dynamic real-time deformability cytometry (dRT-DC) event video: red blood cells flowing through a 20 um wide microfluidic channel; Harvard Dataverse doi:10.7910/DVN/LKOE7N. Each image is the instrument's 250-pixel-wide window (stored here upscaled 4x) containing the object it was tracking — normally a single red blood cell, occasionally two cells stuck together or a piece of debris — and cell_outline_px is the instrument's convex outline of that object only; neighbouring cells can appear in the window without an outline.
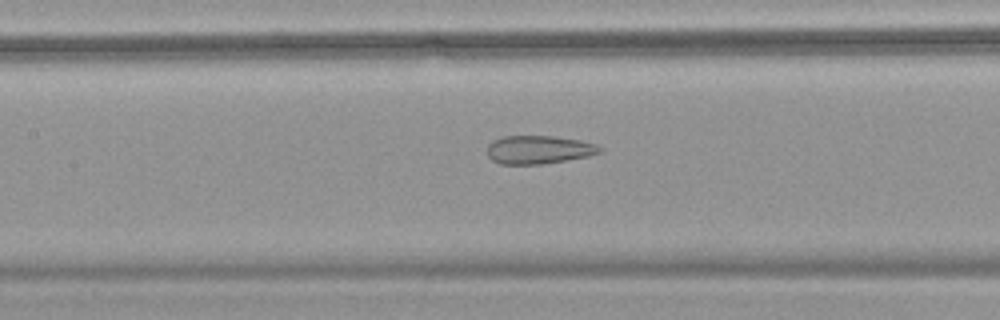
{"species": "common noctule bat (a hibernating species)", "species_latin": "Nyctalus noctula", "temperature_condition": "warm", "stored_images_in_passage": 36, "camera_frame_rate_fps": 3000, "um_per_image_px": 0.085, "animal": {"sex": "female", "body_mass_g": 18.4}, "frame": {"image": 1, "passage_image": 16, "time_ms": 5.0, "image_size_px": [1000, 320], "cell_outline_px": [[604, 148], [600, 152], [588, 156], [540, 164], [500, 164], [492, 160], [488, 156], [488, 144], [492, 140], [504, 136], [552, 136], [580, 140], [596, 144]], "centroid_in_image_um": [45.78, 12.71], "position_along_channel_um": 161.6, "area_um2": 18.5}}
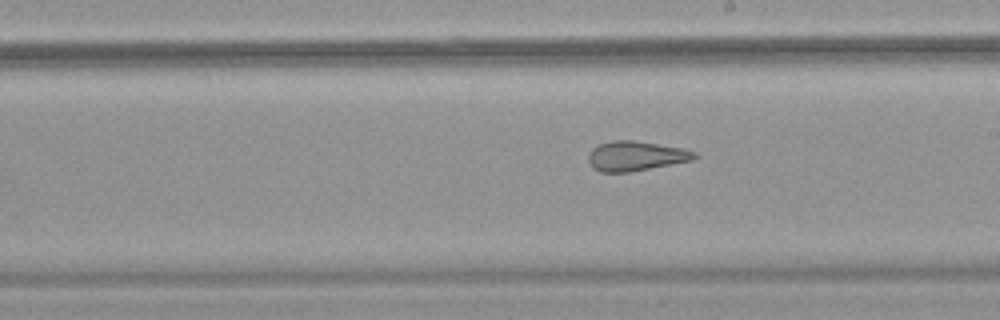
{"frame": {"image": 2, "passage_image": 22, "time_ms": 7.0, "image_size_px": [1000, 320], "cell_outline_px": [[700, 156], [692, 160], [628, 172], [600, 172], [592, 168], [588, 160], [588, 156], [592, 148], [600, 144], [612, 140], [636, 140], [684, 148], [696, 152]], "centroid_in_image_um": [54.04, 13.25], "position_along_channel_um": 235.0, "area_um2": 18.44}}
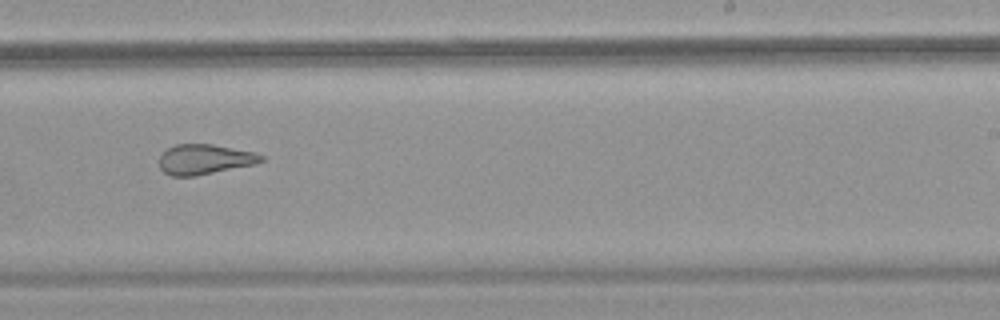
{"frame": {"image": 3, "passage_image": 25, "time_ms": 8.0, "image_size_px": [1000, 320], "cell_outline_px": [[264, 160], [256, 164], [196, 176], [172, 176], [164, 172], [160, 168], [160, 156], [168, 148], [176, 144], [212, 144], [256, 152], [264, 156]], "centroid_in_image_um": [17.43, 13.54], "position_along_channel_um": 271.6, "area_um2": 17.92}}